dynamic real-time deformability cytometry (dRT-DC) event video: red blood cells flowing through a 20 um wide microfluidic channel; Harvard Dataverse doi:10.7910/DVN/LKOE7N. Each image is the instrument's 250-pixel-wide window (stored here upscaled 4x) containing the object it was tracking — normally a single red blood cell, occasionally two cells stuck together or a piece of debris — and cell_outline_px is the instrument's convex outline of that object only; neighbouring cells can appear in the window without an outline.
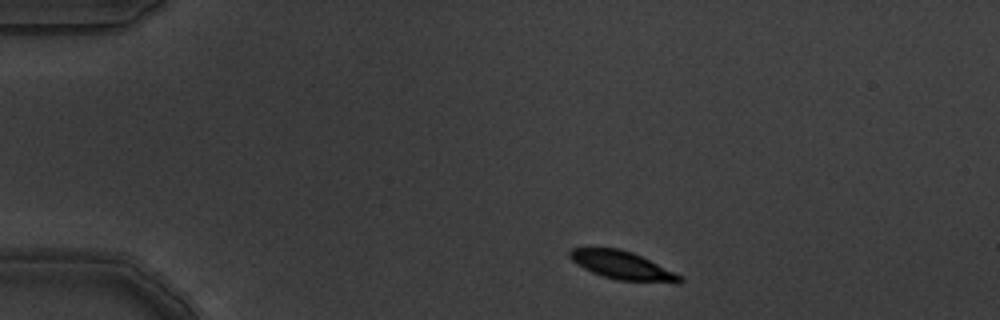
{"species": "common noctule bat (a hibernating species)", "species_latin": "Nyctalus noctula", "temperature_condition": "warm", "stored_images_in_passage": 4, "segment_of_instrument_passage": [1, 2], "camera_frame_rate_fps": 3000, "um_per_image_px": 0.085, "animal": {"sex": "male", "body_mass_g": 19.5, "forearm_length_mm": 54.6}, "frame": {"image": 1, "passage_image": 1, "time_ms": 0.0, "image_size_px": [1000, 320], "cell_outline_px": [[684, 280], [680, 284], [676, 284], [616, 280], [592, 272], [576, 264], [568, 256], [568, 252], [572, 248], [620, 248], [632, 252], [680, 276]], "centroid_in_image_um": [52.88, 22.58], "position_along_channel_um": 32.1, "area_um2": 17.98}}